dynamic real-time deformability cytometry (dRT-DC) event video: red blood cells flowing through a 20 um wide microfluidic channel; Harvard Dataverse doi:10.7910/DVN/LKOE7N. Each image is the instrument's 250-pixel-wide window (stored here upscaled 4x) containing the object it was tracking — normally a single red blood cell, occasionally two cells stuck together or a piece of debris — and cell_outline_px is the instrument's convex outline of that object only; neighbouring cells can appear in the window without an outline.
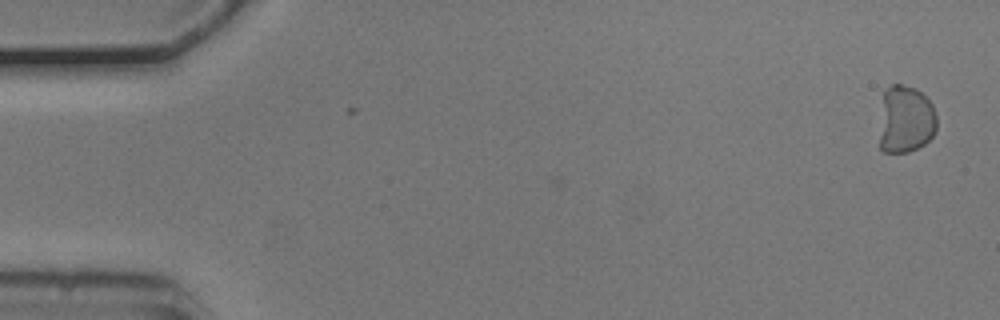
{"species": "common noctule bat (a hibernating species)", "species_latin": "Nyctalus noctula", "temperature_condition": "cold", "stored_images_in_passage": 3, "camera_frame_rate_fps": 3000, "um_per_image_px": 0.085, "animal": {"sex": "male", "body_mass_g": 20.5, "forearm_length_mm": 52.5}, "frame": {"image": 1, "passage_image": 3, "time_ms": 0.667, "image_size_px": [1000, 320], "cell_outline_px": [[936, 132], [924, 144], [908, 152], [884, 152], [880, 148], [880, 136], [884, 88], [892, 84], [900, 84], [916, 88], [932, 104], [936, 112]], "centroid_in_image_um": [76.99, 10.14], "position_along_channel_um": 8.0, "area_um2": 22.54}}